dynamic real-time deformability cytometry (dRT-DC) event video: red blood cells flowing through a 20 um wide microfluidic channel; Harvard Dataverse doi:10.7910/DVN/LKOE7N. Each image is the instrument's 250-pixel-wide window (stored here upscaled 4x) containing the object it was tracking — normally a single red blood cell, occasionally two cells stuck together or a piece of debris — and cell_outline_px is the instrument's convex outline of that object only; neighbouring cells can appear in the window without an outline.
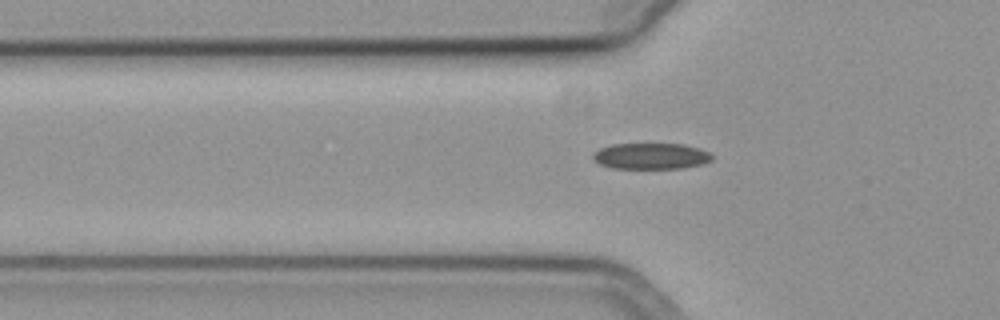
{"species": "common noctule bat (a hibernating species)", "species_latin": "Nyctalus noctula", "temperature_condition": "cold", "stored_images_in_passage": 49, "camera_frame_rate_fps": 3000, "um_per_image_px": 0.085, "animal": {"sex": "female", "body_mass_g": 19.3, "forearm_length_mm": 54.1}, "frame": {"image": 1, "passage_image": 19, "time_ms": 6.0, "image_size_px": [1000, 320], "cell_outline_px": [[712, 160], [704, 164], [684, 168], [612, 168], [600, 164], [592, 156], [600, 148], [612, 144], [684, 144], [700, 148], [708, 152], [712, 156]], "centroid_in_image_um": [55.38, 13.27], "position_along_channel_um": 70.4, "area_um2": 18.03}}
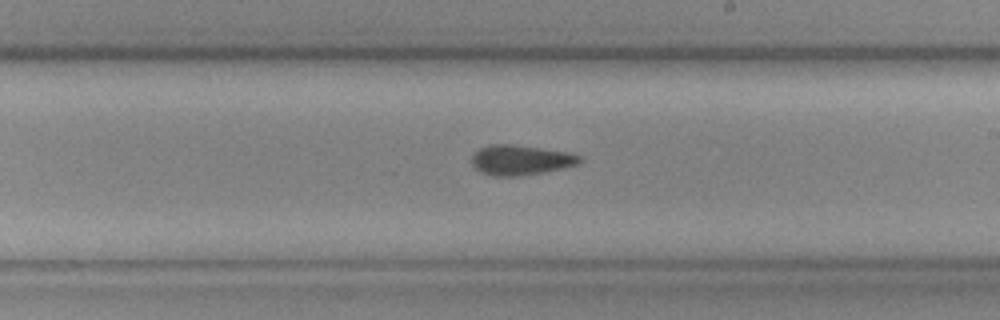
{"frame": {"image": 2, "passage_image": 33, "time_ms": 10.667, "image_size_px": [1000, 320], "cell_outline_px": [[584, 160], [580, 164], [564, 168], [544, 172], [516, 176], [492, 176], [480, 172], [472, 164], [472, 156], [480, 148], [492, 144], [508, 144], [572, 152], [584, 156]], "centroid_in_image_um": [44.34, 13.6], "position_along_channel_um": 244.7, "area_um2": 19.07}}
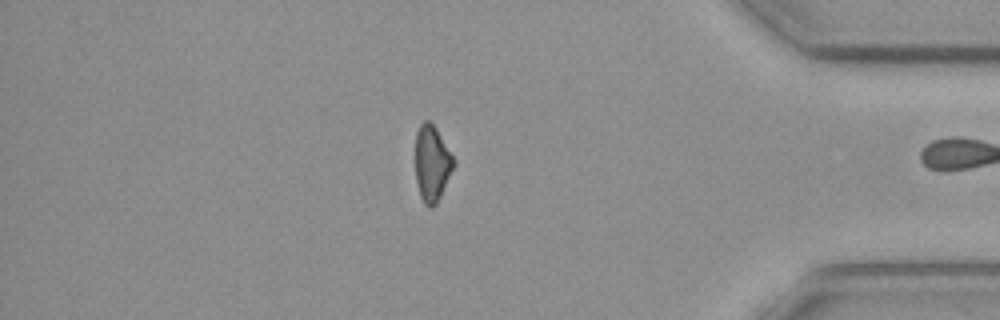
{"frame": {"image": 3, "passage_image": 48, "time_ms": 15.667, "image_size_px": [1000, 320], "cell_outline_px": [[456, 164], [436, 204], [432, 208], [428, 208], [424, 204], [420, 196], [416, 180], [416, 132], [420, 124], [424, 120], [428, 120], [436, 128], [452, 156]], "centroid_in_image_um": [36.71, 13.91], "position_along_channel_um": 398.5, "area_um2": 16.82}, "authors_computed_cell_mechanics": {"area_um2": 18.7272, "velocity_mm_per_s": 3.7439, "shape_relaxation_time_tau1_ms": 3.8667, "shape_relaxation_time_tau2_ms": 3.7839, "deformation_change_tau1": 0.0939, "deformation_change_tau2": 0.1137}}